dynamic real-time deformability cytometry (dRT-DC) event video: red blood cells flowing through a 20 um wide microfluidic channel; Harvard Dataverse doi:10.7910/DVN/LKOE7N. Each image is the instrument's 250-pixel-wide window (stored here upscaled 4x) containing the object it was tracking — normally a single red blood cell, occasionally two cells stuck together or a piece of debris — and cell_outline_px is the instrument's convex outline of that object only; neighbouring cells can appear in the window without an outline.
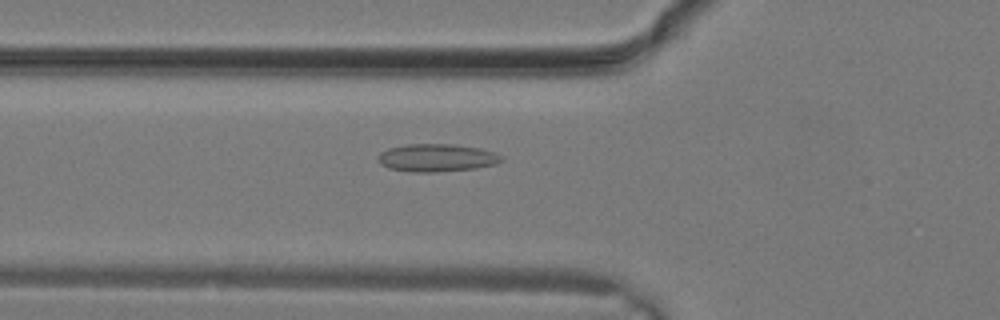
{"species": "common noctule bat (a hibernating species)", "species_latin": "Nyctalus noctula", "temperature_condition": "warm", "stored_images_in_passage": 15, "camera_frame_rate_fps": 3000, "um_per_image_px": 0.085, "animal": {"sex": "male", "body_mass_g": 19.2, "forearm_length_mm": 51.8}, "frame": {"image": 1, "passage_image": 11, "time_ms": 3.333, "image_size_px": [1000, 320], "cell_outline_px": [[504, 160], [496, 164], [476, 168], [436, 172], [408, 172], [388, 168], [380, 164], [380, 152], [388, 148], [408, 144], [452, 144], [480, 148], [504, 156]], "centroid_in_image_um": [37.14, 13.42], "position_along_channel_um": 88.7, "area_um2": 20.0}}
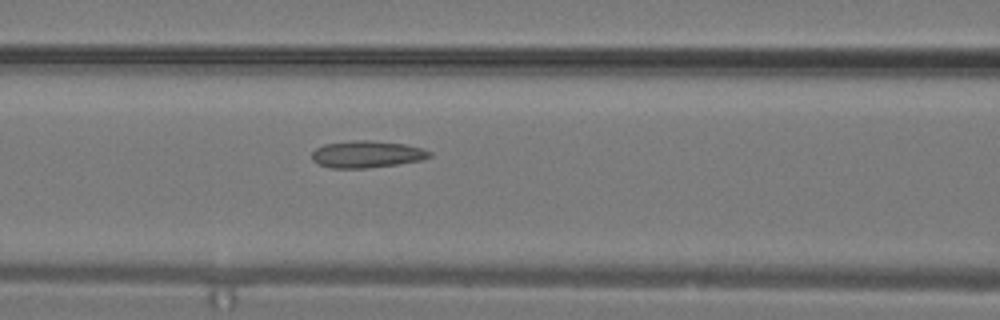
{"frame": {"image": 2, "passage_image": 13, "time_ms": 4.0, "image_size_px": [1000, 320], "cell_outline_px": [[432, 156], [420, 160], [396, 164], [368, 168], [332, 168], [316, 164], [312, 160], [312, 152], [316, 148], [324, 144], [352, 140], [368, 140], [404, 144], [420, 148], [432, 152]], "centroid_in_image_um": [31.13, 13.11], "position_along_channel_um": 135.5, "area_um2": 18.44}}
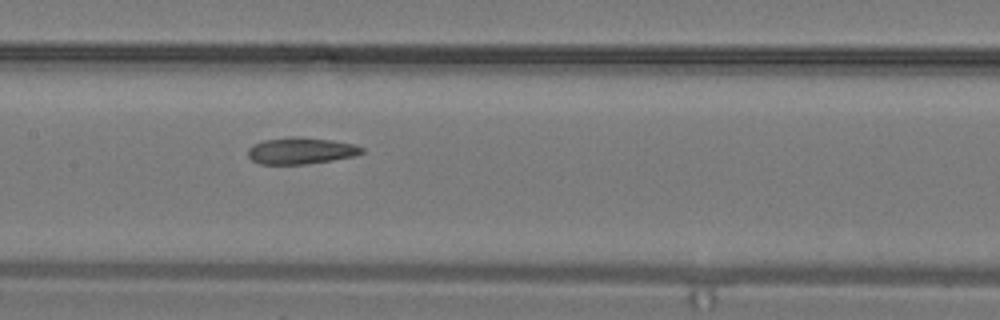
{"frame": {"image": 3, "passage_image": 15, "time_ms": 4.667, "image_size_px": [1000, 320], "cell_outline_px": [[364, 152], [356, 156], [332, 160], [304, 164], [260, 164], [252, 160], [248, 156], [248, 148], [252, 144], [264, 140], [292, 136], [332, 140], [352, 144], [364, 148]], "centroid_in_image_um": [25.56, 12.81], "position_along_channel_um": 181.8, "area_um2": 17.63}}